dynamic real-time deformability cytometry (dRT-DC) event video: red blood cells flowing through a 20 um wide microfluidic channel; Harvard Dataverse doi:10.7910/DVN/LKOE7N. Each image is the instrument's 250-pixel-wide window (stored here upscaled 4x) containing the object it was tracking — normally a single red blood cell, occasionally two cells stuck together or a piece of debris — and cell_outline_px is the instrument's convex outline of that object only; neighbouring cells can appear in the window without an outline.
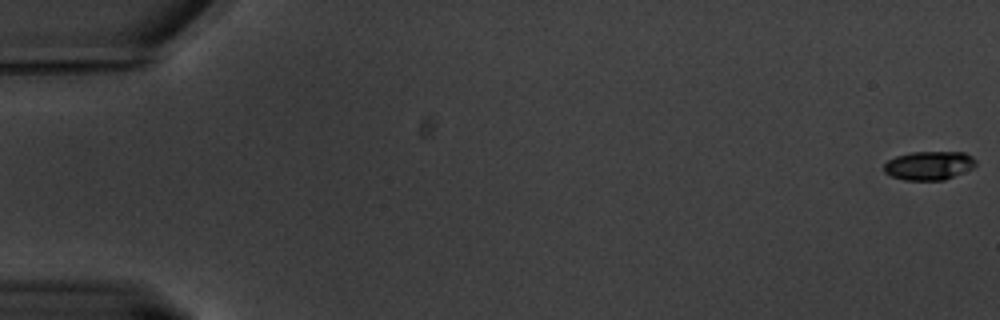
{"species": "common noctule bat (a hibernating species)", "species_latin": "Nyctalus noctula", "temperature_condition": "warm", "stored_images_in_passage": 63, "camera_frame_rate_fps": 3000, "um_per_image_px": 0.085, "animal": {"sex": "male", "body_mass_g": 20.1, "forearm_length_mm": 53.5}, "frame": {"image": 1, "passage_image": 1, "time_ms": 0.0, "image_size_px": [1000, 320], "cell_outline_px": [[976, 164], [972, 168], [944, 180], [904, 180], [892, 176], [884, 172], [884, 164], [888, 160], [896, 156], [912, 152], [964, 152], [972, 156], [976, 160]], "centroid_in_image_um": [78.96, 14.06], "position_along_channel_um": 6.0, "area_um2": 15.32}}
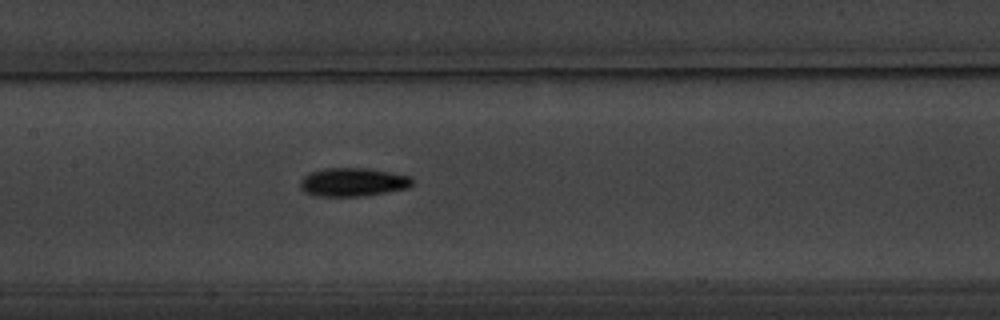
{"frame": {"image": 2, "passage_image": 31, "time_ms": 10.0, "image_size_px": [1000, 320], "cell_outline_px": [[412, 184], [408, 188], [388, 192], [364, 196], [316, 196], [304, 192], [300, 188], [300, 180], [308, 172], [324, 168], [368, 168], [412, 176]], "centroid_in_image_um": [29.98, 15.48], "position_along_channel_um": 177.4, "area_um2": 18.84}}
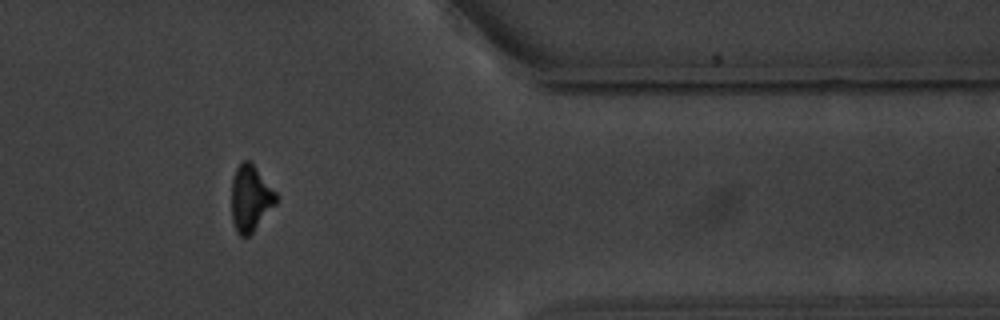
{"frame": {"image": 3, "passage_image": 52, "time_ms": 17.0, "image_size_px": [1000, 320], "cell_outline_px": [[276, 204], [252, 232], [248, 236], [240, 236], [236, 232], [232, 220], [232, 180], [236, 168], [244, 160], [248, 160], [256, 168], [276, 192]], "centroid_in_image_um": [21.28, 16.87], "position_along_channel_um": 390.1, "area_um2": 16.88}, "authors_computed_cell_mechanics": {"area_um2": 16.8776, "velocity_mm_per_s": 3.3027, "shape_relaxation_time_tau1_ms": 2.5586, "shape_relaxation_time_tau2_ms": null, "deformation_change_tau1": 0.1236, "deformation_change_tau2": null}}